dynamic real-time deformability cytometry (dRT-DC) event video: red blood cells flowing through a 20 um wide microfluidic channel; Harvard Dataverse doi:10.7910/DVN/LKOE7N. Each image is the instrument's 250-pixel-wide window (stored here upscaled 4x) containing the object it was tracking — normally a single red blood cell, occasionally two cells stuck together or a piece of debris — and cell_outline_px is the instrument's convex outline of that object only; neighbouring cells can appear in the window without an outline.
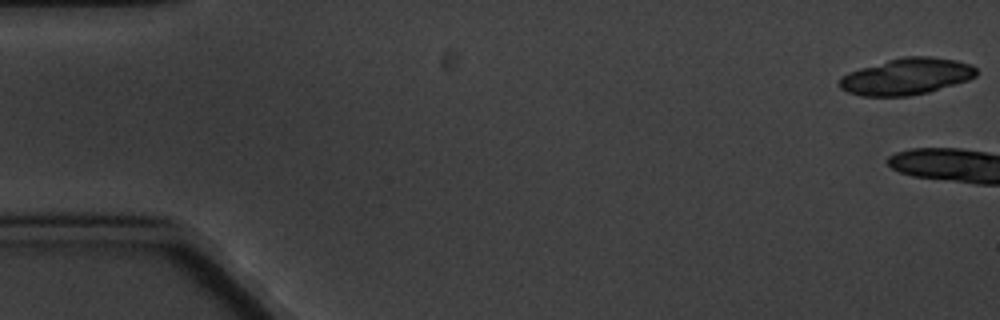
{"species": "common noctule bat (a hibernating species)", "species_latin": "Nyctalus noctula", "temperature_condition": "cold", "stored_images_in_passage": 5, "camera_frame_rate_fps": 3000, "um_per_image_px": 0.085, "animal": {"sex": "male", "body_mass_g": 20.1, "forearm_length_mm": 53.5}, "frame": {"image": 1, "passage_image": 1, "time_ms": 0.0, "image_size_px": [1000, 320], "cell_outline_px": [[976, 76], [968, 80], [928, 92], [908, 96], [860, 96], [848, 92], [840, 88], [836, 84], [840, 76], [848, 72], [860, 68], [888, 60], [904, 56], [928, 56], [956, 60], [972, 64], [976, 68]], "centroid_in_image_um": [77.01, 6.5], "position_along_channel_um": 8.0, "area_um2": 29.25}}